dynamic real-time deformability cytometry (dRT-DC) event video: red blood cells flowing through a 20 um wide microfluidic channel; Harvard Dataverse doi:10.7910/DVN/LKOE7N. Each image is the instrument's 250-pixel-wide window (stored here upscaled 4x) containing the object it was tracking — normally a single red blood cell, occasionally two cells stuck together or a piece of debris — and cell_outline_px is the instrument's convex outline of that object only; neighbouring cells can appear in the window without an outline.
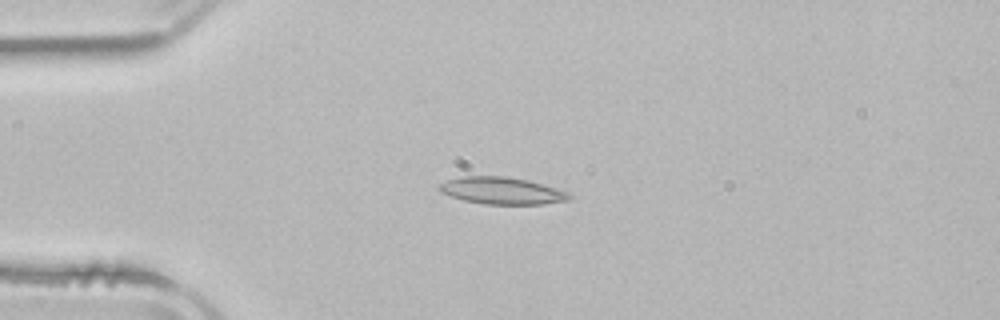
{"species": "common noctule bat (a hibernating species)", "species_latin": "Nyctalus noctula", "temperature_condition": "room temperature", "stored_images_in_passage": 4, "camera_frame_rate_fps": 3000, "um_per_image_px": 0.085, "animal": {"sex": "male", "body_mass_g": 21.5, "forearm_length_mm": 52.0}, "frame": {"image": 1, "passage_image": 3, "time_ms": 4.0, "image_size_px": [1000, 320], "cell_outline_px": [[572, 196], [568, 200], [544, 204], [484, 204], [464, 200], [440, 192], [436, 188], [440, 184], [448, 180], [464, 176], [504, 176], [528, 180], [544, 184], [568, 192]], "centroid_in_image_um": [42.67, 16.21], "position_along_channel_um": 42.3, "area_um2": 20.4}}